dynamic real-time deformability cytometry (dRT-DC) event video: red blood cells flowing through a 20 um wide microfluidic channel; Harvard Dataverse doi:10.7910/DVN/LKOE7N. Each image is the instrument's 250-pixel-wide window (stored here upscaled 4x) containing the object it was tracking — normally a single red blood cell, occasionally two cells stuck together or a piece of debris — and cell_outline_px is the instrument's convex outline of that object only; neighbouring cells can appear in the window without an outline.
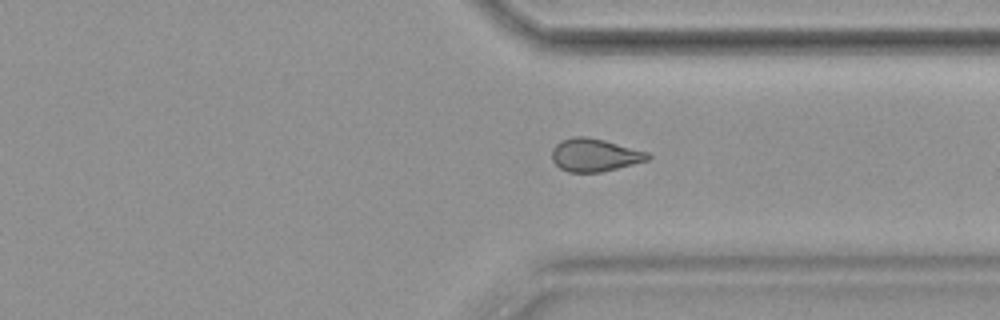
{"species": "common noctule bat (a hibernating species)", "species_latin": "Nyctalus noctula", "temperature_condition": "cold", "stored_images_in_passage": 49, "camera_frame_rate_fps": 3000, "um_per_image_px": 0.085, "animal": {"sex": "female", "body_mass_g": 19.9}, "frame": {"image": 1, "passage_image": 35, "time_ms": 11.333, "image_size_px": [1000, 320], "cell_outline_px": [[652, 156], [648, 160], [600, 172], [568, 172], [560, 168], [552, 160], [552, 148], [560, 140], [572, 136], [588, 136], [604, 140], [648, 152]], "centroid_in_image_um": [50.51, 13.16], "position_along_channel_um": 360.9, "area_um2": 18.38}, "authors_computed_cell_mechanics": {"area_um2": 18.6116, "velocity_mm_per_s": 3.569, "shape_relaxation_time_tau1_ms": null, "shape_relaxation_time_tau2_ms": 2.4176, "deformation_change_tau1": null, "deformation_change_tau2": 0.0608}}